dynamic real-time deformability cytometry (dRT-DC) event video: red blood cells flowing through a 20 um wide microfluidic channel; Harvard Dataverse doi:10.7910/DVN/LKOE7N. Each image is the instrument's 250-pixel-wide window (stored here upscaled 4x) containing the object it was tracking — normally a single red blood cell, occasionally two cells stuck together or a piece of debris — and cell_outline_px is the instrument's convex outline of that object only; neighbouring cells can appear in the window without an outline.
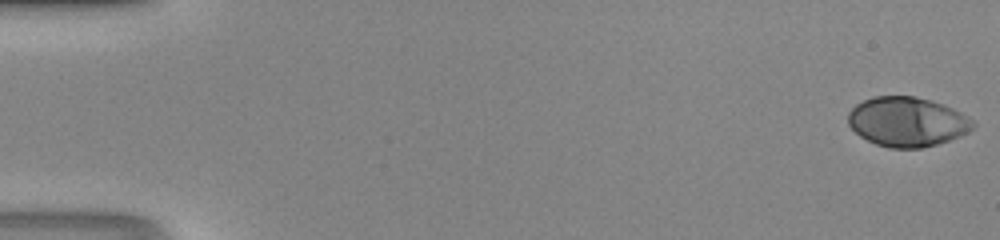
{"species": "human", "species_latin": "Homo sapiens", "temperature_condition": "room temperature", "stored_images_in_passage": 28, "camera_frame_rate_fps": 3000, "um_per_image_px": 0.085, "donor": {"sex": "male"}, "frame": {"image": 1, "passage_image": 1, "time_ms": 0.0, "image_size_px": [1000, 240], "cell_outline_px": [[976, 124], [968, 132], [960, 136], [936, 144], [920, 148], [888, 148], [876, 144], [860, 136], [848, 124], [848, 112], [856, 104], [872, 96], [912, 96], [932, 100], [952, 108], [976, 120]], "centroid_in_image_um": [77.12, 10.34], "position_along_channel_um": 7.9, "area_um2": 36.13}}
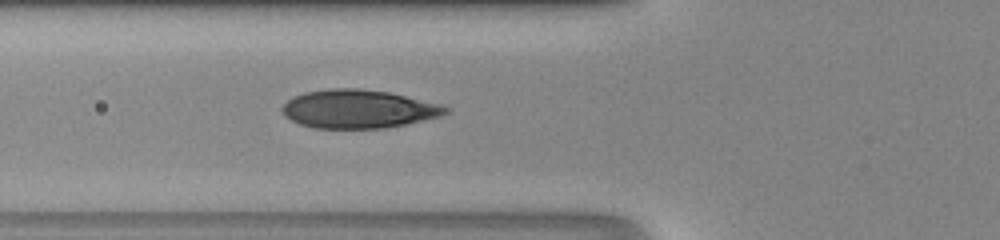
{"frame": {"image": 2, "passage_image": 19, "time_ms": 6.0, "image_size_px": [1000, 240], "cell_outline_px": [[452, 108], [448, 112], [440, 116], [404, 124], [384, 128], [312, 128], [300, 124], [284, 116], [280, 112], [280, 108], [292, 96], [304, 92], [328, 88], [356, 88], [388, 92], [440, 104]], "centroid_in_image_um": [30.41, 9.26], "position_along_channel_um": 95.4, "area_um2": 36.65}}
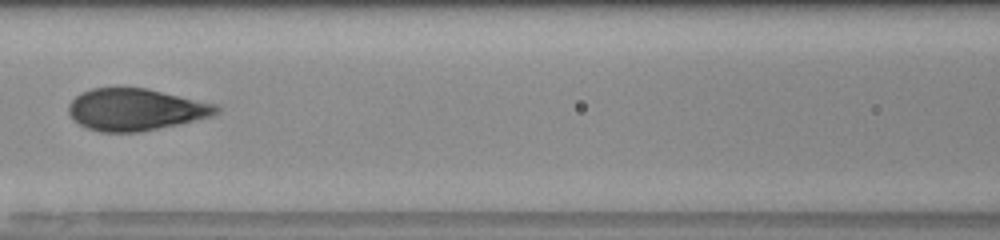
{"frame": {"image": 3, "passage_image": 23, "time_ms": 7.333, "image_size_px": [1000, 240], "cell_outline_px": [[220, 112], [212, 116], [180, 124], [140, 132], [100, 132], [88, 128], [72, 120], [68, 112], [68, 104], [80, 92], [92, 88], [148, 88], [216, 104], [220, 108]], "centroid_in_image_um": [11.52, 9.31], "position_along_channel_um": 155.1, "area_um2": 36.3}}